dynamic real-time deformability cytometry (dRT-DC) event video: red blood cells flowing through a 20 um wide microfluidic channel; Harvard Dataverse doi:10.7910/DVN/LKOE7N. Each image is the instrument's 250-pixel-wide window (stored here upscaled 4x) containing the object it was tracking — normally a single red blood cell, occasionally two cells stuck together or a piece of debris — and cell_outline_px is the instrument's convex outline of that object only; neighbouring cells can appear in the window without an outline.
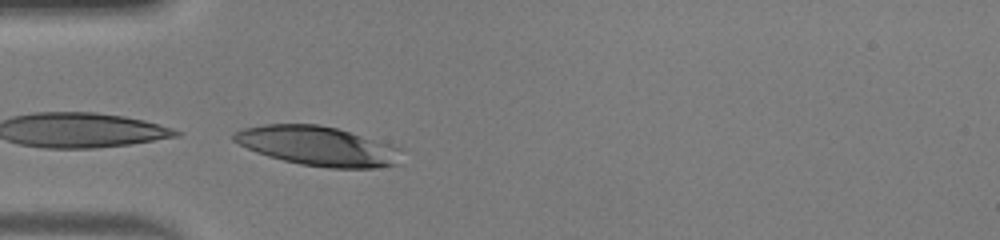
{"species": "human", "species_latin": "Homo sapiens", "temperature_condition": "warm", "stored_images_in_passage": 8, "camera_frame_rate_fps": 3000, "um_per_image_px": 0.085, "donor": {"sex": "male"}, "frame": {"image": 1, "passage_image": 8, "time_ms": 2.333, "image_size_px": [1000, 240], "cell_outline_px": [[404, 148], [400, 164], [376, 168], [328, 168], [300, 164], [268, 156], [256, 152], [232, 140], [232, 132], [244, 128], [264, 124], [320, 124], [336, 128]], "centroid_in_image_um": [27.07, 12.42], "position_along_channel_um": 57.9, "area_um2": 38.78}}